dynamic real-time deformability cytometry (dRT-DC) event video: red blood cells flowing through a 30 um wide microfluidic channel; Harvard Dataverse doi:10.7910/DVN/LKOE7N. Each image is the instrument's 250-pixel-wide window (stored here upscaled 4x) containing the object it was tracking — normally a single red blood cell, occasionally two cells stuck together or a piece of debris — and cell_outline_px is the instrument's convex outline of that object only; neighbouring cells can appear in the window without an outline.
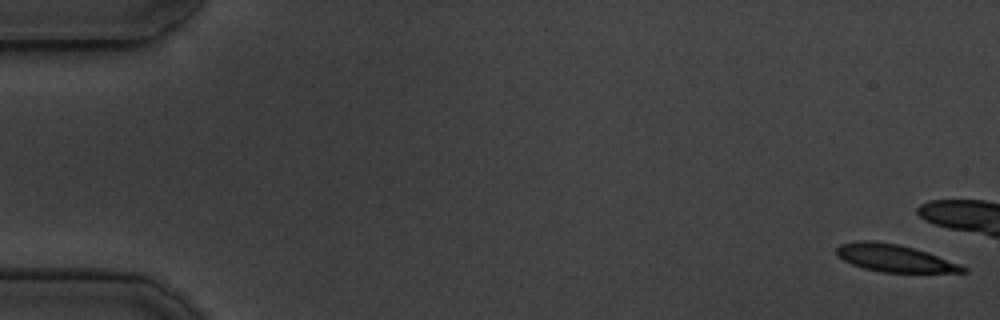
{"species": "common noctule bat (a hibernating species)", "species_latin": "Nyctalus noctula", "temperature_condition": "cold", "stored_images_in_passage": 11, "camera_frame_rate_fps": 3000, "um_per_image_px": 0.085, "animal": {"sex": "male", "body_mass_g": 19.5, "forearm_length_mm": 54.6}, "frame": {"image": 1, "passage_image": 1, "time_ms": 0.0, "image_size_px": [1000, 320], "cell_outline_px": [[968, 272], [884, 272], [864, 268], [852, 264], [836, 256], [836, 248], [840, 244], [856, 240], [872, 240], [900, 244], [916, 248], [928, 252], [960, 264], [968, 268]], "centroid_in_image_um": [76.02, 21.92], "position_along_channel_um": 9.0, "area_um2": 20.29}}